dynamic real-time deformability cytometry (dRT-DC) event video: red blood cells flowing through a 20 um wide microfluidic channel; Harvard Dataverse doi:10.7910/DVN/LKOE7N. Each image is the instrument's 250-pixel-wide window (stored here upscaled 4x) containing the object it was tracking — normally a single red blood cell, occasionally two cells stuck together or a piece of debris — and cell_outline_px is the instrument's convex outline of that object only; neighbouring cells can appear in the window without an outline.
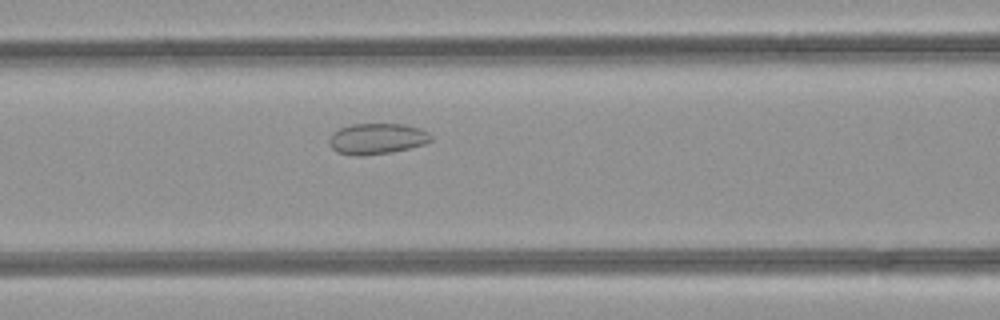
{"species": "common noctule bat (a hibernating species)", "species_latin": "Nyctalus noctula", "temperature_condition": "room temperature", "stored_images_in_passage": 36, "camera_frame_rate_fps": 3000, "um_per_image_px": 0.085, "animal": {"sex": "female", "body_mass_g": 21.9}, "frame": {"image": 1, "passage_image": 8, "time_ms": 2.333, "image_size_px": [1000, 320], "cell_outline_px": [[432, 140], [424, 144], [392, 152], [364, 156], [356, 156], [336, 152], [332, 148], [328, 140], [332, 132], [340, 128], [352, 124], [404, 124], [420, 128], [428, 132], [432, 136]], "centroid_in_image_um": [32.03, 11.79], "position_along_channel_um": 134.6, "area_um2": 18.44}}
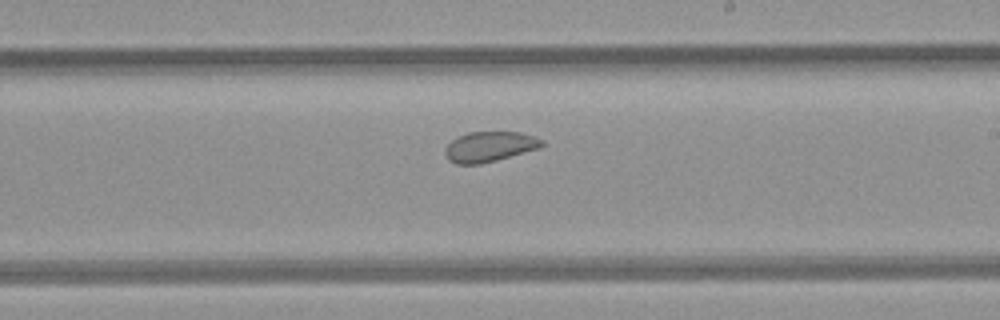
{"frame": {"image": 2, "passage_image": 16, "time_ms": 5.0, "image_size_px": [1000, 320], "cell_outline_px": [[544, 144], [540, 148], [496, 160], [480, 164], [456, 164], [448, 160], [444, 152], [444, 148], [452, 140], [468, 132], [520, 132], [536, 136], [544, 140]], "centroid_in_image_um": [41.62, 12.46], "position_along_channel_um": 247.4, "area_um2": 17.11}}
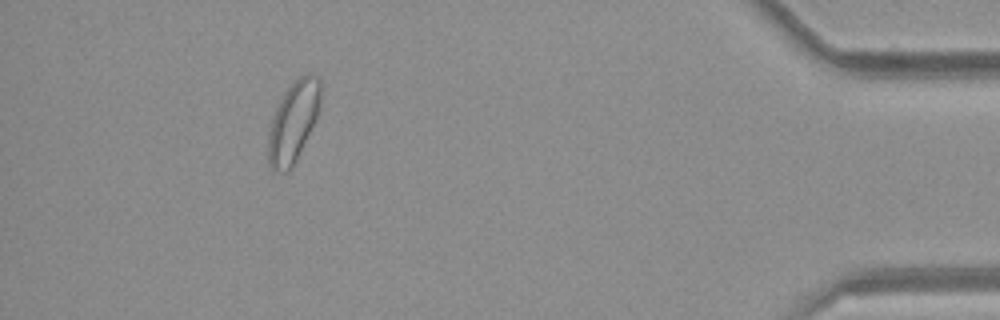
{"frame": {"image": 3, "passage_image": 32, "time_ms": 10.333, "image_size_px": [1000, 320], "cell_outline_px": [[320, 104], [316, 120], [292, 168], [288, 172], [272, 172], [268, 164], [268, 132], [272, 116], [284, 92], [300, 76], [308, 72], [320, 76]], "centroid_in_image_um": [24.92, 10.37], "position_along_channel_um": 410.3, "area_um2": 24.85}, "authors_computed_cell_mechanics": {"area_um2": 19.4208, "velocity_mm_per_s": 4.2366, "shape_relaxation_time_tau1_ms": null, "shape_relaxation_time_tau2_ms": 1.2114, "deformation_change_tau1": null, "deformation_change_tau2": 0.0606}}